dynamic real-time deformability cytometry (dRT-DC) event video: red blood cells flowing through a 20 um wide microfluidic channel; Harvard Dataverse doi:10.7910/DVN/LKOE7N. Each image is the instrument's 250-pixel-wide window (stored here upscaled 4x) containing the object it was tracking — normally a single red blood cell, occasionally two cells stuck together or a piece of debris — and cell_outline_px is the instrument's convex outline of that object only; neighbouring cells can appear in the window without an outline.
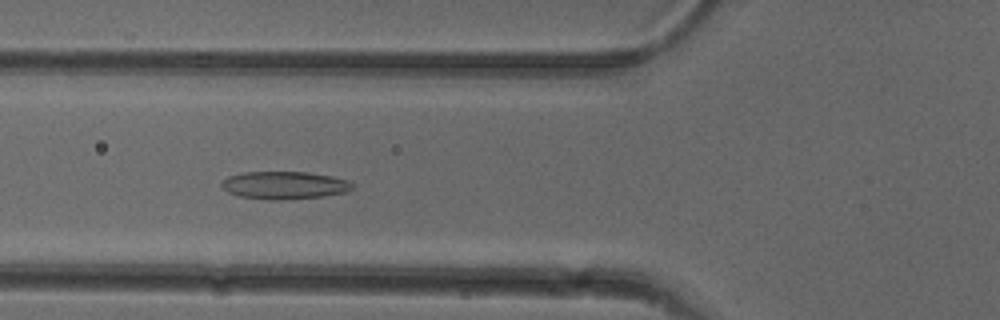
{"species": "common noctule bat (a hibernating species)", "species_latin": "Nyctalus noctula", "temperature_condition": "cold", "stored_images_in_passage": 53, "camera_frame_rate_fps": 3000, "um_per_image_px": 0.085, "animal": {"sex": "female"}, "frame": {"image": 1, "passage_image": 20, "time_ms": 6.333, "image_size_px": [1000, 320], "cell_outline_px": [[356, 188], [348, 192], [324, 196], [280, 200], [268, 200], [240, 196], [228, 192], [220, 184], [228, 176], [244, 172], [308, 172], [332, 176], [348, 180], [356, 184]], "centroid_in_image_um": [24.25, 15.75], "position_along_channel_um": 101.5, "area_um2": 21.33}}
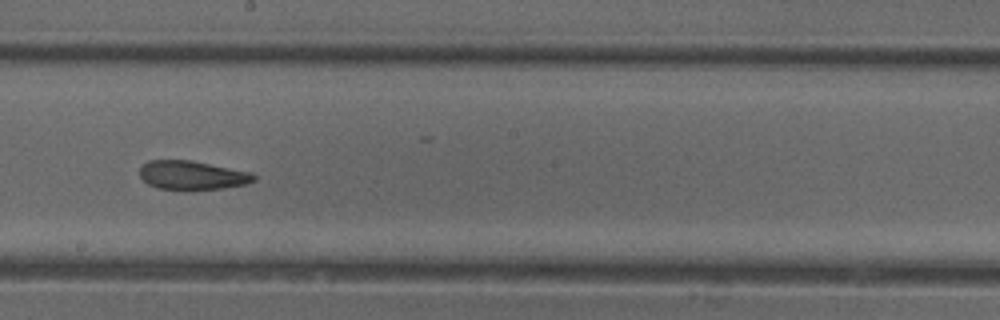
{"frame": {"image": 2, "passage_image": 30, "time_ms": 9.667, "image_size_px": [1000, 320], "cell_outline_px": [[256, 180], [244, 184], [224, 188], [192, 192], [156, 188], [148, 184], [140, 176], [140, 168], [148, 160], [192, 160], [252, 172], [256, 176]], "centroid_in_image_um": [16.34, 14.92], "position_along_channel_um": 231.9, "area_um2": 19.83}}
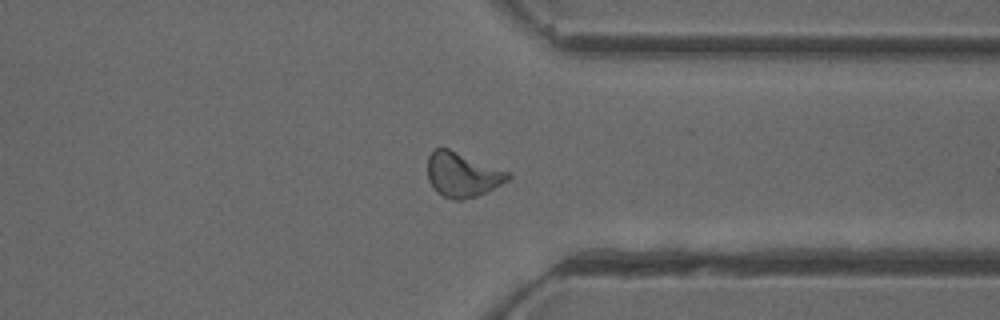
{"frame": {"image": 3, "passage_image": 41, "time_ms": 13.333, "image_size_px": [1000, 320], "cell_outline_px": [[512, 176], [508, 180], [476, 196], [460, 200], [452, 200], [436, 192], [428, 180], [428, 156], [436, 148], [448, 148], [508, 172]], "centroid_in_image_um": [39.26, 14.85], "position_along_channel_um": 372.1, "area_um2": 20.46}, "authors_computed_cell_mechanics": {"area_um2": 20.6924, "velocity_mm_per_s": 3.8953, "shape_relaxation_time_tau1_ms": 9.0938, "shape_relaxation_time_tau2_ms": 3.3441, "deformation_change_tau1": 0.1634, "deformation_change_tau2": 0.1077}}